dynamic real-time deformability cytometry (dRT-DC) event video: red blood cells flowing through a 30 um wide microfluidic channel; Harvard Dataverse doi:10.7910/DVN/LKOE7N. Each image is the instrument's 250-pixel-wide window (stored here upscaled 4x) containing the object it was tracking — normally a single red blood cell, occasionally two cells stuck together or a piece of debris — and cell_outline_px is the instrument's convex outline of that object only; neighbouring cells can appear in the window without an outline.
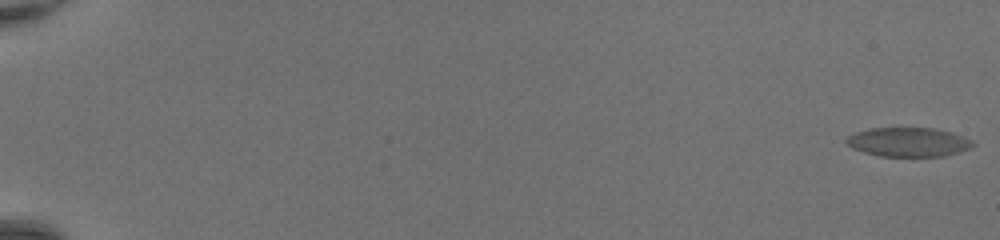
{"species": "common noctule bat (a hibernating species)", "species_latin": "Nyctalus noctula", "temperature_condition": "room temperature", "stored_images_in_passage": 52, "camera_frame_rate_fps": 3000, "um_per_image_px": 0.085, "animal": {"sex": "female", "body_mass_g": 20.0, "forearm_length_mm": 54.0}, "frame": {"image": 1, "passage_image": 1, "time_ms": 0.0, "image_size_px": [1000, 240], "cell_outline_px": [[972, 144], [968, 148], [944, 156], [880, 156], [864, 152], [852, 148], [844, 140], [848, 136], [856, 132], [872, 128], [932, 128], [948, 132], [972, 140]], "centroid_in_image_um": [77.13, 12.07], "position_along_channel_um": 7.9, "area_um2": 20.98}}
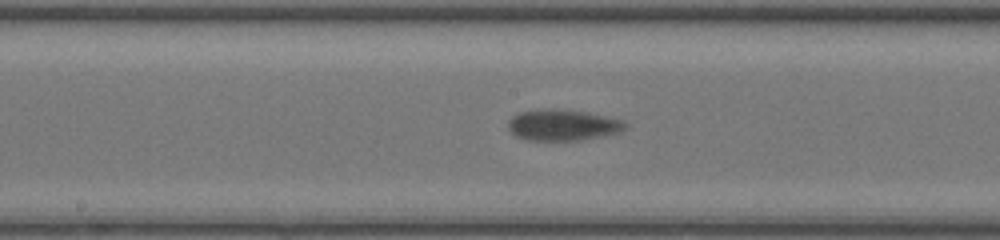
{"frame": {"image": 2, "passage_image": 30, "time_ms": 9.667, "image_size_px": [1000, 240], "cell_outline_px": [[628, 124], [620, 132], [580, 140], [528, 140], [516, 136], [508, 128], [508, 120], [512, 116], [520, 112], [548, 108], [564, 108], [588, 112], [624, 120]], "centroid_in_image_um": [47.84, 10.61], "position_along_channel_um": 200.4, "area_um2": 21.39}}
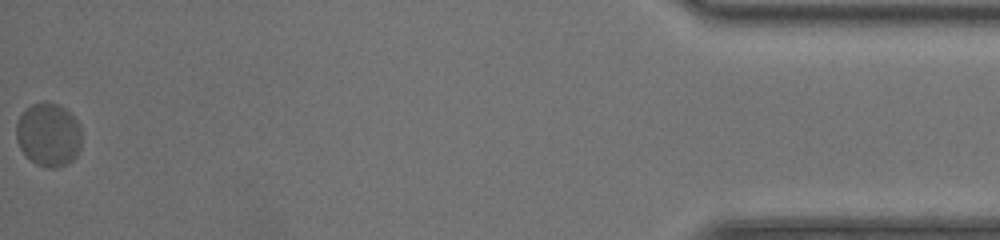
{"frame": {"image": 3, "passage_image": 52, "time_ms": 17.0, "image_size_px": [1000, 240], "cell_outline_px": [[80, 148], [76, 156], [68, 164], [56, 168], [48, 168], [36, 164], [20, 148], [16, 140], [16, 124], [24, 108], [32, 104], [44, 100], [60, 104], [80, 124]], "centroid_in_image_um": [4.11, 11.42], "position_along_channel_um": 431.1, "area_um2": 24.39}, "authors_computed_cell_mechanics": {"area_um2": 21.097, "velocity_mm_per_s": 4.2548, "shape_relaxation_time_tau1_ms": 4.2703, "shape_relaxation_time_tau2_ms": null, "deformation_change_tau1": 0.1246, "deformation_change_tau2": null}}